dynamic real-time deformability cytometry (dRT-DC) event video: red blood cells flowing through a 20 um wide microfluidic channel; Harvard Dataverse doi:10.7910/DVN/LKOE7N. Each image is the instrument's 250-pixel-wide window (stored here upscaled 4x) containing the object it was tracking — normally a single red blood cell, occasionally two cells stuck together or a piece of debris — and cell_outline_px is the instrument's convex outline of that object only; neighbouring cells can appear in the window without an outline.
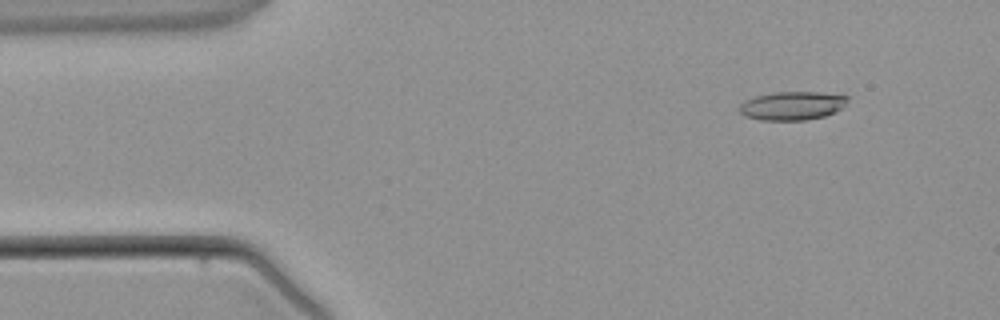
{"species": "common noctule bat (a hibernating species)", "species_latin": "Nyctalus noctula", "temperature_condition": "warm", "stored_images_in_passage": 5, "camera_frame_rate_fps": 3000, "um_per_image_px": 0.085, "animal": {"sex": "male", "body_mass_g": 21.5, "forearm_length_mm": 52.0}, "frame": {"image": 1, "passage_image": 5, "time_ms": 4.667, "image_size_px": [1000, 320], "cell_outline_px": [[848, 100], [836, 112], [824, 116], [804, 120], [760, 120], [744, 116], [740, 112], [740, 104], [744, 100], [756, 96], [772, 92], [820, 92], [848, 96]], "centroid_in_image_um": [67.31, 8.98], "position_along_channel_um": 17.7, "area_um2": 17.98}}